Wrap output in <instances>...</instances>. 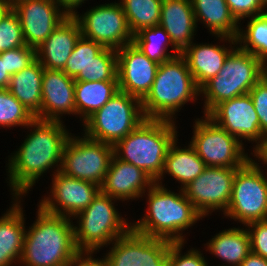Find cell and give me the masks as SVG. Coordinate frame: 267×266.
<instances>
[{"instance_id":"1","label":"cell","mask_w":267,"mask_h":266,"mask_svg":"<svg viewBox=\"0 0 267 266\" xmlns=\"http://www.w3.org/2000/svg\"><path fill=\"white\" fill-rule=\"evenodd\" d=\"M26 128L29 134L6 163L12 198L29 193L47 171L55 168L52 175L60 171L63 149L71 135L64 121L34 118Z\"/></svg>"},{"instance_id":"2","label":"cell","mask_w":267,"mask_h":266,"mask_svg":"<svg viewBox=\"0 0 267 266\" xmlns=\"http://www.w3.org/2000/svg\"><path fill=\"white\" fill-rule=\"evenodd\" d=\"M145 193L142 196L147 195L146 214L131 222L132 230L141 235L185 242V230L204 218L180 188L176 193L155 182Z\"/></svg>"},{"instance_id":"3","label":"cell","mask_w":267,"mask_h":266,"mask_svg":"<svg viewBox=\"0 0 267 266\" xmlns=\"http://www.w3.org/2000/svg\"><path fill=\"white\" fill-rule=\"evenodd\" d=\"M36 220L27 227L20 266L71 265L79 252L71 218L44 211L39 205Z\"/></svg>"},{"instance_id":"4","label":"cell","mask_w":267,"mask_h":266,"mask_svg":"<svg viewBox=\"0 0 267 266\" xmlns=\"http://www.w3.org/2000/svg\"><path fill=\"white\" fill-rule=\"evenodd\" d=\"M197 97H201L200 89L186 60L179 55L159 65L150 91L141 100L142 110L146 119L174 122L176 113L189 101L199 100Z\"/></svg>"},{"instance_id":"5","label":"cell","mask_w":267,"mask_h":266,"mask_svg":"<svg viewBox=\"0 0 267 266\" xmlns=\"http://www.w3.org/2000/svg\"><path fill=\"white\" fill-rule=\"evenodd\" d=\"M177 128L175 121L146 119L114 145V155L142 169L156 182L169 147L179 136Z\"/></svg>"},{"instance_id":"6","label":"cell","mask_w":267,"mask_h":266,"mask_svg":"<svg viewBox=\"0 0 267 266\" xmlns=\"http://www.w3.org/2000/svg\"><path fill=\"white\" fill-rule=\"evenodd\" d=\"M117 201L100 191L85 210L72 218L77 220L73 223H77L74 242L78 251L99 252L132 229V223L115 207Z\"/></svg>"},{"instance_id":"7","label":"cell","mask_w":267,"mask_h":266,"mask_svg":"<svg viewBox=\"0 0 267 266\" xmlns=\"http://www.w3.org/2000/svg\"><path fill=\"white\" fill-rule=\"evenodd\" d=\"M265 76V64L238 46L228 55L218 75L200 88L204 115L219 103L248 94Z\"/></svg>"},{"instance_id":"8","label":"cell","mask_w":267,"mask_h":266,"mask_svg":"<svg viewBox=\"0 0 267 266\" xmlns=\"http://www.w3.org/2000/svg\"><path fill=\"white\" fill-rule=\"evenodd\" d=\"M146 120L141 100L119 90L83 124V134L113 146Z\"/></svg>"},{"instance_id":"9","label":"cell","mask_w":267,"mask_h":266,"mask_svg":"<svg viewBox=\"0 0 267 266\" xmlns=\"http://www.w3.org/2000/svg\"><path fill=\"white\" fill-rule=\"evenodd\" d=\"M259 164L250 158L237 169L225 218L244 226L267 219V174Z\"/></svg>"},{"instance_id":"10","label":"cell","mask_w":267,"mask_h":266,"mask_svg":"<svg viewBox=\"0 0 267 266\" xmlns=\"http://www.w3.org/2000/svg\"><path fill=\"white\" fill-rule=\"evenodd\" d=\"M194 123L189 142L206 167L240 168L250 159V154L245 152V144L206 115L196 118Z\"/></svg>"},{"instance_id":"11","label":"cell","mask_w":267,"mask_h":266,"mask_svg":"<svg viewBox=\"0 0 267 266\" xmlns=\"http://www.w3.org/2000/svg\"><path fill=\"white\" fill-rule=\"evenodd\" d=\"M113 155L112 144L71 134L63 149L60 172L101 186Z\"/></svg>"},{"instance_id":"12","label":"cell","mask_w":267,"mask_h":266,"mask_svg":"<svg viewBox=\"0 0 267 266\" xmlns=\"http://www.w3.org/2000/svg\"><path fill=\"white\" fill-rule=\"evenodd\" d=\"M72 16L78 21L82 36L104 48L118 50L133 41V34L118 2L93 6L82 15L75 11Z\"/></svg>"},{"instance_id":"13","label":"cell","mask_w":267,"mask_h":266,"mask_svg":"<svg viewBox=\"0 0 267 266\" xmlns=\"http://www.w3.org/2000/svg\"><path fill=\"white\" fill-rule=\"evenodd\" d=\"M237 169L206 167L202 174L182 190L203 217L218 210L224 213L230 203Z\"/></svg>"},{"instance_id":"14","label":"cell","mask_w":267,"mask_h":266,"mask_svg":"<svg viewBox=\"0 0 267 266\" xmlns=\"http://www.w3.org/2000/svg\"><path fill=\"white\" fill-rule=\"evenodd\" d=\"M171 241L141 235L132 229L109 246L110 266H168Z\"/></svg>"},{"instance_id":"15","label":"cell","mask_w":267,"mask_h":266,"mask_svg":"<svg viewBox=\"0 0 267 266\" xmlns=\"http://www.w3.org/2000/svg\"><path fill=\"white\" fill-rule=\"evenodd\" d=\"M52 179L50 194L39 201V206L46 212L74 218L85 210L101 191L99 185L56 172Z\"/></svg>"},{"instance_id":"16","label":"cell","mask_w":267,"mask_h":266,"mask_svg":"<svg viewBox=\"0 0 267 266\" xmlns=\"http://www.w3.org/2000/svg\"><path fill=\"white\" fill-rule=\"evenodd\" d=\"M11 8L19 18L26 45L34 49L69 16L58 0H18Z\"/></svg>"},{"instance_id":"17","label":"cell","mask_w":267,"mask_h":266,"mask_svg":"<svg viewBox=\"0 0 267 266\" xmlns=\"http://www.w3.org/2000/svg\"><path fill=\"white\" fill-rule=\"evenodd\" d=\"M206 116L242 144L247 140L257 145L263 137L249 93L219 103Z\"/></svg>"},{"instance_id":"18","label":"cell","mask_w":267,"mask_h":266,"mask_svg":"<svg viewBox=\"0 0 267 266\" xmlns=\"http://www.w3.org/2000/svg\"><path fill=\"white\" fill-rule=\"evenodd\" d=\"M116 52L119 90L142 100L152 87L159 64L150 60L133 42Z\"/></svg>"},{"instance_id":"19","label":"cell","mask_w":267,"mask_h":266,"mask_svg":"<svg viewBox=\"0 0 267 266\" xmlns=\"http://www.w3.org/2000/svg\"><path fill=\"white\" fill-rule=\"evenodd\" d=\"M75 115V80L63 70L44 68L42 106L35 118L63 121L62 116Z\"/></svg>"},{"instance_id":"20","label":"cell","mask_w":267,"mask_h":266,"mask_svg":"<svg viewBox=\"0 0 267 266\" xmlns=\"http://www.w3.org/2000/svg\"><path fill=\"white\" fill-rule=\"evenodd\" d=\"M155 183L142 169L112 156L101 192L119 201L138 200ZM129 200V201H128Z\"/></svg>"},{"instance_id":"21","label":"cell","mask_w":267,"mask_h":266,"mask_svg":"<svg viewBox=\"0 0 267 266\" xmlns=\"http://www.w3.org/2000/svg\"><path fill=\"white\" fill-rule=\"evenodd\" d=\"M218 41L228 42V47L220 44L192 43L181 56L186 60L188 68L200 89L207 81L217 76L228 55L237 47V40L226 36H215ZM233 45V46H232Z\"/></svg>"},{"instance_id":"22","label":"cell","mask_w":267,"mask_h":266,"mask_svg":"<svg viewBox=\"0 0 267 266\" xmlns=\"http://www.w3.org/2000/svg\"><path fill=\"white\" fill-rule=\"evenodd\" d=\"M82 36L78 21L69 15L36 49V59L48 70H63Z\"/></svg>"},{"instance_id":"23","label":"cell","mask_w":267,"mask_h":266,"mask_svg":"<svg viewBox=\"0 0 267 266\" xmlns=\"http://www.w3.org/2000/svg\"><path fill=\"white\" fill-rule=\"evenodd\" d=\"M159 25L169 34L173 46L182 53L194 42L198 27L191 0H162Z\"/></svg>"},{"instance_id":"24","label":"cell","mask_w":267,"mask_h":266,"mask_svg":"<svg viewBox=\"0 0 267 266\" xmlns=\"http://www.w3.org/2000/svg\"><path fill=\"white\" fill-rule=\"evenodd\" d=\"M13 203L0 217V266L19 264L26 232L23 198L13 197ZM17 263V264H16Z\"/></svg>"},{"instance_id":"25","label":"cell","mask_w":267,"mask_h":266,"mask_svg":"<svg viewBox=\"0 0 267 266\" xmlns=\"http://www.w3.org/2000/svg\"><path fill=\"white\" fill-rule=\"evenodd\" d=\"M177 143H179L178 138H176L169 147L164 162L163 172L156 183L162 185V180L166 173L181 184V187H178V189H183L191 181L202 174L206 165L189 142L187 147H181Z\"/></svg>"},{"instance_id":"26","label":"cell","mask_w":267,"mask_h":266,"mask_svg":"<svg viewBox=\"0 0 267 266\" xmlns=\"http://www.w3.org/2000/svg\"><path fill=\"white\" fill-rule=\"evenodd\" d=\"M212 237L204 244L207 249L205 251H209L226 263L220 266H239L251 252L250 237L246 227L228 228Z\"/></svg>"},{"instance_id":"27","label":"cell","mask_w":267,"mask_h":266,"mask_svg":"<svg viewBox=\"0 0 267 266\" xmlns=\"http://www.w3.org/2000/svg\"><path fill=\"white\" fill-rule=\"evenodd\" d=\"M196 24H205L213 36L237 38L239 23L231 14L226 0H191Z\"/></svg>"},{"instance_id":"28","label":"cell","mask_w":267,"mask_h":266,"mask_svg":"<svg viewBox=\"0 0 267 266\" xmlns=\"http://www.w3.org/2000/svg\"><path fill=\"white\" fill-rule=\"evenodd\" d=\"M44 68L36 59L31 65L11 75L8 90L34 116L42 106Z\"/></svg>"},{"instance_id":"29","label":"cell","mask_w":267,"mask_h":266,"mask_svg":"<svg viewBox=\"0 0 267 266\" xmlns=\"http://www.w3.org/2000/svg\"><path fill=\"white\" fill-rule=\"evenodd\" d=\"M118 91V81H75V116L84 123Z\"/></svg>"},{"instance_id":"30","label":"cell","mask_w":267,"mask_h":266,"mask_svg":"<svg viewBox=\"0 0 267 266\" xmlns=\"http://www.w3.org/2000/svg\"><path fill=\"white\" fill-rule=\"evenodd\" d=\"M132 42L150 60L159 65L181 55L173 46L169 34L160 25L138 31L133 35ZM169 45L173 52H168Z\"/></svg>"},{"instance_id":"31","label":"cell","mask_w":267,"mask_h":266,"mask_svg":"<svg viewBox=\"0 0 267 266\" xmlns=\"http://www.w3.org/2000/svg\"><path fill=\"white\" fill-rule=\"evenodd\" d=\"M130 32L157 26L160 23L162 0H120Z\"/></svg>"},{"instance_id":"32","label":"cell","mask_w":267,"mask_h":266,"mask_svg":"<svg viewBox=\"0 0 267 266\" xmlns=\"http://www.w3.org/2000/svg\"><path fill=\"white\" fill-rule=\"evenodd\" d=\"M239 26L237 46L267 62V12L248 19L246 28Z\"/></svg>"},{"instance_id":"33","label":"cell","mask_w":267,"mask_h":266,"mask_svg":"<svg viewBox=\"0 0 267 266\" xmlns=\"http://www.w3.org/2000/svg\"><path fill=\"white\" fill-rule=\"evenodd\" d=\"M103 49L101 44L81 36L63 71L75 81H87V66Z\"/></svg>"},{"instance_id":"34","label":"cell","mask_w":267,"mask_h":266,"mask_svg":"<svg viewBox=\"0 0 267 266\" xmlns=\"http://www.w3.org/2000/svg\"><path fill=\"white\" fill-rule=\"evenodd\" d=\"M35 118L8 89H0V127H24Z\"/></svg>"},{"instance_id":"35","label":"cell","mask_w":267,"mask_h":266,"mask_svg":"<svg viewBox=\"0 0 267 266\" xmlns=\"http://www.w3.org/2000/svg\"><path fill=\"white\" fill-rule=\"evenodd\" d=\"M87 81H118L117 52L104 48L87 66Z\"/></svg>"},{"instance_id":"36","label":"cell","mask_w":267,"mask_h":266,"mask_svg":"<svg viewBox=\"0 0 267 266\" xmlns=\"http://www.w3.org/2000/svg\"><path fill=\"white\" fill-rule=\"evenodd\" d=\"M17 14L10 8L0 19V52L25 46Z\"/></svg>"},{"instance_id":"37","label":"cell","mask_w":267,"mask_h":266,"mask_svg":"<svg viewBox=\"0 0 267 266\" xmlns=\"http://www.w3.org/2000/svg\"><path fill=\"white\" fill-rule=\"evenodd\" d=\"M185 243H171L168 254V266H209L203 253L195 248H191L183 254L182 250Z\"/></svg>"},{"instance_id":"38","label":"cell","mask_w":267,"mask_h":266,"mask_svg":"<svg viewBox=\"0 0 267 266\" xmlns=\"http://www.w3.org/2000/svg\"><path fill=\"white\" fill-rule=\"evenodd\" d=\"M1 58H5L6 71L13 75L22 71L36 60V49L27 45L15 49L0 52Z\"/></svg>"},{"instance_id":"39","label":"cell","mask_w":267,"mask_h":266,"mask_svg":"<svg viewBox=\"0 0 267 266\" xmlns=\"http://www.w3.org/2000/svg\"><path fill=\"white\" fill-rule=\"evenodd\" d=\"M260 121L262 136L267 135V78L264 76L250 91Z\"/></svg>"},{"instance_id":"40","label":"cell","mask_w":267,"mask_h":266,"mask_svg":"<svg viewBox=\"0 0 267 266\" xmlns=\"http://www.w3.org/2000/svg\"><path fill=\"white\" fill-rule=\"evenodd\" d=\"M251 252L267 259V219L248 223Z\"/></svg>"},{"instance_id":"41","label":"cell","mask_w":267,"mask_h":266,"mask_svg":"<svg viewBox=\"0 0 267 266\" xmlns=\"http://www.w3.org/2000/svg\"><path fill=\"white\" fill-rule=\"evenodd\" d=\"M229 10L236 21H241L252 16L260 15L266 11L263 9L261 0H226Z\"/></svg>"},{"instance_id":"42","label":"cell","mask_w":267,"mask_h":266,"mask_svg":"<svg viewBox=\"0 0 267 266\" xmlns=\"http://www.w3.org/2000/svg\"><path fill=\"white\" fill-rule=\"evenodd\" d=\"M97 252L93 251H79L76 254L75 259L71 263V266H110L108 259L104 256L103 258H94V254Z\"/></svg>"},{"instance_id":"43","label":"cell","mask_w":267,"mask_h":266,"mask_svg":"<svg viewBox=\"0 0 267 266\" xmlns=\"http://www.w3.org/2000/svg\"><path fill=\"white\" fill-rule=\"evenodd\" d=\"M254 148L251 152L252 156L255 157L252 160L255 163H258L262 161L261 164L264 165V167H267V135H264L261 139V141L257 145H253ZM255 159V160H254ZM258 160V161H256Z\"/></svg>"},{"instance_id":"44","label":"cell","mask_w":267,"mask_h":266,"mask_svg":"<svg viewBox=\"0 0 267 266\" xmlns=\"http://www.w3.org/2000/svg\"><path fill=\"white\" fill-rule=\"evenodd\" d=\"M239 266H267V259L250 252Z\"/></svg>"},{"instance_id":"45","label":"cell","mask_w":267,"mask_h":266,"mask_svg":"<svg viewBox=\"0 0 267 266\" xmlns=\"http://www.w3.org/2000/svg\"><path fill=\"white\" fill-rule=\"evenodd\" d=\"M87 0H58L60 6L69 14L73 15L77 8L86 3ZM76 9V10H75Z\"/></svg>"},{"instance_id":"46","label":"cell","mask_w":267,"mask_h":266,"mask_svg":"<svg viewBox=\"0 0 267 266\" xmlns=\"http://www.w3.org/2000/svg\"><path fill=\"white\" fill-rule=\"evenodd\" d=\"M11 75L6 71L5 58L0 56V89H8Z\"/></svg>"},{"instance_id":"47","label":"cell","mask_w":267,"mask_h":266,"mask_svg":"<svg viewBox=\"0 0 267 266\" xmlns=\"http://www.w3.org/2000/svg\"><path fill=\"white\" fill-rule=\"evenodd\" d=\"M11 8V5L6 0H0V19Z\"/></svg>"},{"instance_id":"48","label":"cell","mask_w":267,"mask_h":266,"mask_svg":"<svg viewBox=\"0 0 267 266\" xmlns=\"http://www.w3.org/2000/svg\"><path fill=\"white\" fill-rule=\"evenodd\" d=\"M263 9L267 12V0H261Z\"/></svg>"},{"instance_id":"49","label":"cell","mask_w":267,"mask_h":266,"mask_svg":"<svg viewBox=\"0 0 267 266\" xmlns=\"http://www.w3.org/2000/svg\"><path fill=\"white\" fill-rule=\"evenodd\" d=\"M10 5H12L13 3H15L18 0H6Z\"/></svg>"},{"instance_id":"50","label":"cell","mask_w":267,"mask_h":266,"mask_svg":"<svg viewBox=\"0 0 267 266\" xmlns=\"http://www.w3.org/2000/svg\"><path fill=\"white\" fill-rule=\"evenodd\" d=\"M265 77L267 78V62L265 63Z\"/></svg>"}]
</instances>
